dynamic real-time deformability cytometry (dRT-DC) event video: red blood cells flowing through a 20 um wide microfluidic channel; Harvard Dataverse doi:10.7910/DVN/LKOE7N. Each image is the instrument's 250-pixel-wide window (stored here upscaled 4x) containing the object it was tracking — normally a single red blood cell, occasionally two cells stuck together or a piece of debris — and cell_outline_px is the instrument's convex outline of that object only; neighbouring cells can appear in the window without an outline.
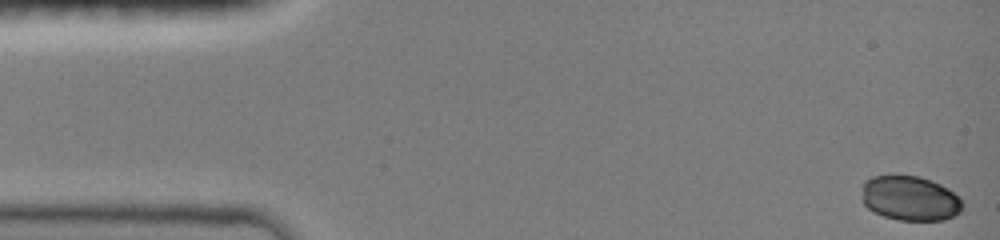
{"species": "common noctule bat (a hibernating species)", "species_latin": "Nyctalus noctula", "temperature_condition": "room temperature", "stored_images_in_passage": 46, "camera_frame_rate_fps": 3000, "um_per_image_px": 0.085, "animal": {"sex": "female", "body_mass_g": 19.0, "forearm_length_mm": 51.5}, "frame": {"image": 1, "passage_image": 1, "time_ms": 0.0, "image_size_px": [1000, 240], "cell_outline_px": [[964, 208], [956, 216], [944, 220], [900, 220], [884, 216], [868, 208], [864, 204], [864, 180], [872, 176], [920, 176], [932, 180], [948, 188], [960, 196], [964, 204]], "centroid_in_image_um": [77.44, 16.86], "position_along_channel_um": 7.6, "area_um2": 26.3}}
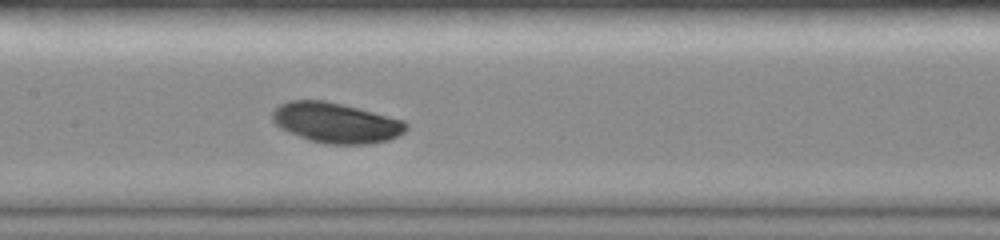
{"frame": {"image": 2, "passage_image": 23, "time_ms": 7.333, "image_size_px": [1000, 240], "cell_outline_px": [[408, 128], [404, 132], [388, 140], [372, 144], [324, 144], [308, 140], [288, 132], [280, 128], [272, 120], [272, 112], [280, 104], [288, 100], [324, 100], [404, 120], [408, 124]], "centroid_in_image_um": [28.54, 10.45], "position_along_channel_um": 178.9, "area_um2": 31.33}}
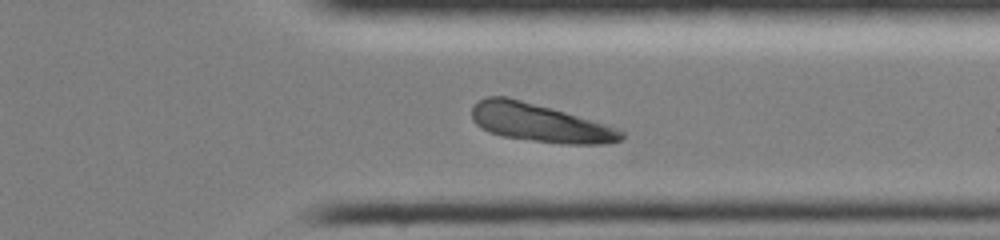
{"frame": {"image": 3, "passage_image": 37, "time_ms": 12.0, "image_size_px": [1000, 240], "cell_outline_px": [[624, 136], [620, 140], [604, 144], [568, 144], [532, 140], [504, 136], [488, 132], [480, 128], [472, 120], [472, 104], [484, 96], [508, 96], [564, 112], [604, 124], [616, 128], [624, 132]], "centroid_in_image_um": [45.8, 10.43], "position_along_channel_um": 365.6, "area_um2": 32.95}}